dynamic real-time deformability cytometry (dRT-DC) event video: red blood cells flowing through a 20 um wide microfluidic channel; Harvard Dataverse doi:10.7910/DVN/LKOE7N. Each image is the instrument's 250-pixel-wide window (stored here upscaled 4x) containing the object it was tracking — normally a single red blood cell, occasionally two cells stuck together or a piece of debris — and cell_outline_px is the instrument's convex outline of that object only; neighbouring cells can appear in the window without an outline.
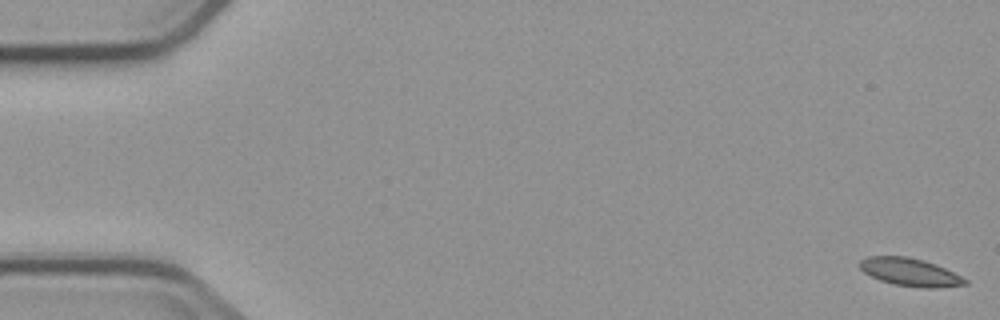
{"species": "common noctule bat (a hibernating species)", "species_latin": "Nyctalus noctula", "temperature_condition": "cold", "stored_images_in_passage": 7, "camera_frame_rate_fps": 3000, "um_per_image_px": 0.085, "animal": {"sex": "male", "body_mass_g": 23.1, "forearm_length_mm": 52.7}, "frame": {"image": 1, "passage_image": 1, "time_ms": 0.0, "image_size_px": [1000, 320], "cell_outline_px": [[968, 284], [940, 288], [924, 288], [896, 284], [880, 280], [864, 272], [860, 268], [860, 260], [868, 256], [908, 256], [924, 260], [936, 264], [968, 280]], "centroid_in_image_um": [77.37, 23.12], "position_along_channel_um": 7.6, "area_um2": 16.99}}
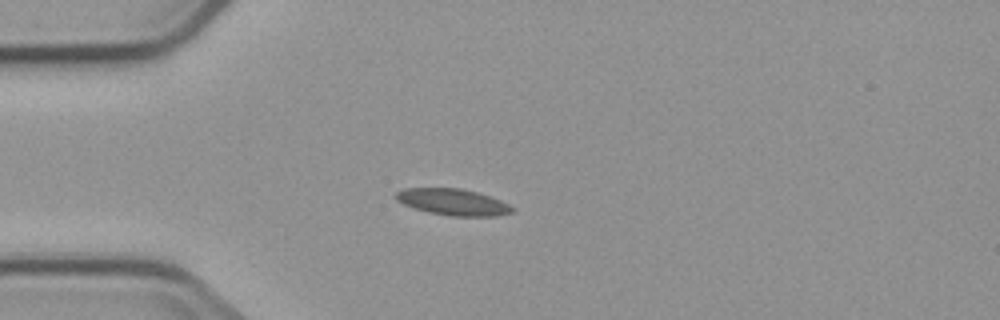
{"frame": {"image": 2, "passage_image": 5, "time_ms": 4.667, "image_size_px": [1000, 320], "cell_outline_px": [[512, 212], [496, 216], [448, 216], [428, 212], [412, 208], [396, 200], [392, 196], [396, 192], [404, 188], [460, 188], [476, 192], [500, 200], [508, 204], [512, 208]], "centroid_in_image_um": [38.42, 17.17], "position_along_channel_um": 46.6, "area_um2": 17.92}}
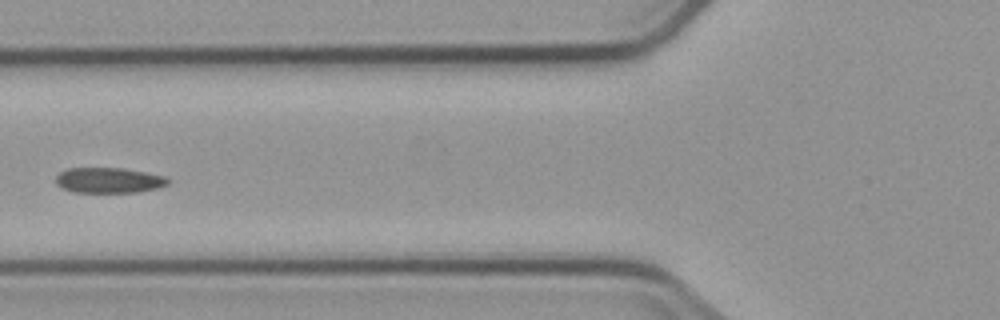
{"frame": {"image": 3, "passage_image": 7, "time_ms": 7.0, "image_size_px": [1000, 320], "cell_outline_px": [[172, 180], [168, 184], [160, 188], [136, 192], [72, 192], [60, 188], [56, 184], [56, 176], [60, 172], [68, 168], [120, 168], [144, 172], [164, 176]], "centroid_in_image_um": [9.25, 15.33], "position_along_channel_um": 116.6, "area_um2": 16.7}}